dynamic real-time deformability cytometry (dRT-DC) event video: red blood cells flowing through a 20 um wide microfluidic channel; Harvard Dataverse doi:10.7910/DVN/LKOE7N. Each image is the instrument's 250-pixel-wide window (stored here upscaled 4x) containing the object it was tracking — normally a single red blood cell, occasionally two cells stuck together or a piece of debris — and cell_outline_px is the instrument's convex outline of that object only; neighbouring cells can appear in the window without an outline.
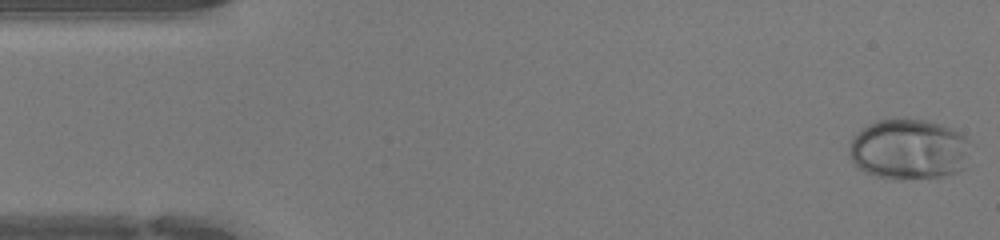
{"species": "human", "species_latin": "Homo sapiens", "temperature_condition": "warm", "stored_images_in_passage": 46, "camera_frame_rate_fps": 3000, "um_per_image_px": 0.085, "donor": {"sex": "female"}, "frame": {"image": 1, "passage_image": 1, "time_ms": 0.0, "image_size_px": [1000, 240], "cell_outline_px": [[972, 144], [968, 168], [956, 172], [940, 176], [900, 180], [892, 180], [876, 176], [864, 172], [856, 168], [848, 156], [848, 144], [852, 136], [860, 128], [876, 120], [892, 116], [904, 116], [928, 120], [952, 128], [960, 132]], "centroid_in_image_um": [77.24, 12.66], "position_along_channel_um": 7.8, "area_um2": 44.91}}
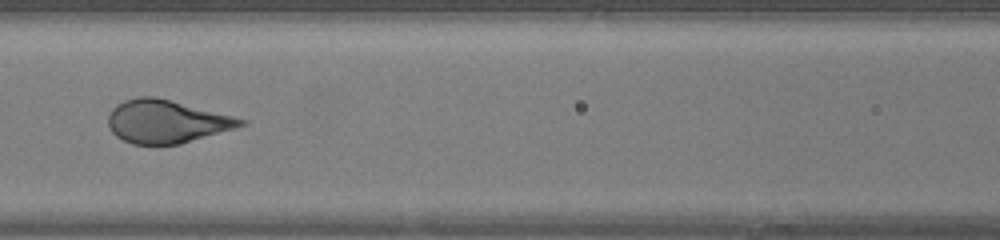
{"frame": {"image": 2, "passage_image": 20, "time_ms": 6.333, "image_size_px": [1000, 240], "cell_outline_px": [[248, 124], [180, 144], [132, 144], [116, 136], [108, 128], [108, 116], [112, 108], [116, 104], [124, 100], [140, 96], [156, 96], [248, 120]], "centroid_in_image_um": [14.12, 10.32], "position_along_channel_um": 152.5, "area_um2": 33.18}}
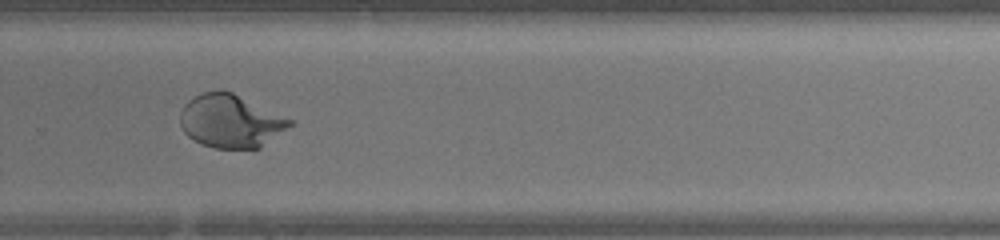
{"frame": {"image": 3, "passage_image": 31, "time_ms": 10.0, "image_size_px": [1000, 240], "cell_outline_px": [[296, 124], [260, 148], [216, 148], [200, 144], [188, 136], [184, 132], [180, 124], [180, 112], [184, 104], [188, 100], [204, 92], [232, 92], [292, 120]], "centroid_in_image_um": [19.61, 10.32], "position_along_channel_um": 310.2, "area_um2": 33.76}}